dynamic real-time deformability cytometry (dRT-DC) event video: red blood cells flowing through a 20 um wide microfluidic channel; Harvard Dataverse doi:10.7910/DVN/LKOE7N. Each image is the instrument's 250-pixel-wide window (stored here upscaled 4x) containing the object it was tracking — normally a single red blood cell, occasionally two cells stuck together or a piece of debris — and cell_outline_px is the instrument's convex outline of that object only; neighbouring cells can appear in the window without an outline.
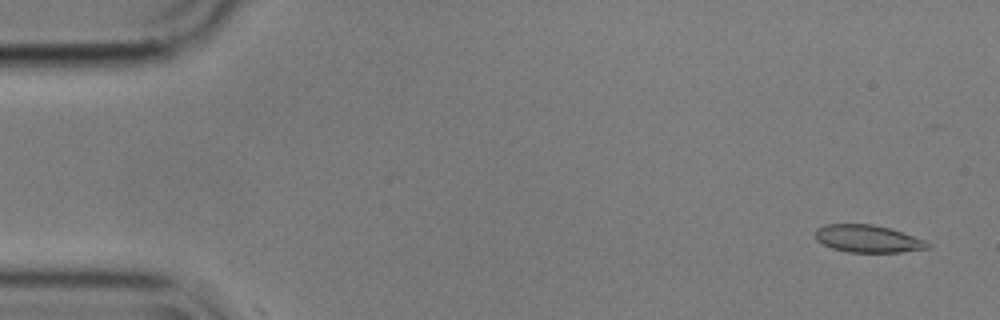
{"species": "common noctule bat (a hibernating species)", "species_latin": "Nyctalus noctula", "temperature_condition": "cold", "stored_images_in_passage": 4, "camera_frame_rate_fps": 3000, "um_per_image_px": 0.085, "animal": {"sex": "male", "body_mass_g": 17.9}, "frame": {"image": 1, "passage_image": 3, "time_ms": 0.667, "image_size_px": [1000, 320], "cell_outline_px": [[932, 248], [900, 252], [848, 252], [832, 248], [816, 240], [816, 228], [824, 224], [872, 224], [888, 228], [924, 240], [932, 244]], "centroid_in_image_um": [73.76, 20.3], "position_along_channel_um": 11.2, "area_um2": 17.86}}